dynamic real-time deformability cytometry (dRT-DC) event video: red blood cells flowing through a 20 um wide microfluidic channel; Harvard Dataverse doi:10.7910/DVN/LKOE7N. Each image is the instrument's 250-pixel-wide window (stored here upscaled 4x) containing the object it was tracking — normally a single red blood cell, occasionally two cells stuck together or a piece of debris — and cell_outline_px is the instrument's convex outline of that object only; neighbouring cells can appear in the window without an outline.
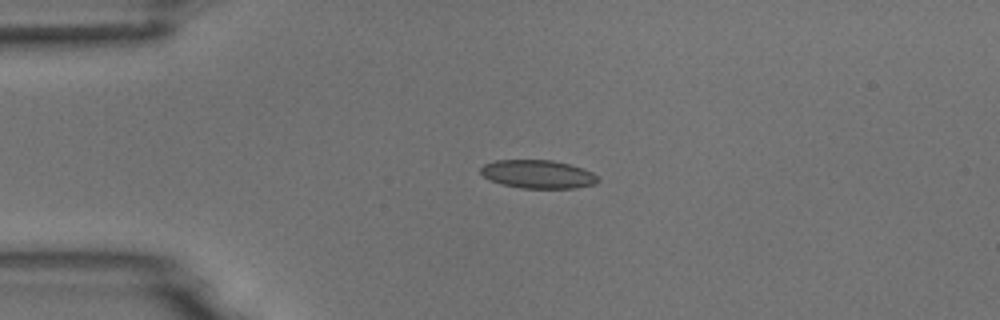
{"species": "common noctule bat (a hibernating species)", "species_latin": "Nyctalus noctula", "temperature_condition": "room temperature", "stored_images_in_passage": 2, "camera_frame_rate_fps": 3000, "um_per_image_px": 0.085, "animal": {"sex": "male", "body_mass_g": 18.8}, "frame": {"image": 1, "passage_image": 1, "time_ms": 0.0, "image_size_px": [1000, 320], "cell_outline_px": [[600, 180], [596, 184], [576, 188], [520, 188], [488, 180], [480, 172], [480, 168], [484, 164], [496, 160], [552, 160], [568, 164], [592, 172]], "centroid_in_image_um": [45.71, 14.81], "position_along_channel_um": 39.3, "area_um2": 19.31}}